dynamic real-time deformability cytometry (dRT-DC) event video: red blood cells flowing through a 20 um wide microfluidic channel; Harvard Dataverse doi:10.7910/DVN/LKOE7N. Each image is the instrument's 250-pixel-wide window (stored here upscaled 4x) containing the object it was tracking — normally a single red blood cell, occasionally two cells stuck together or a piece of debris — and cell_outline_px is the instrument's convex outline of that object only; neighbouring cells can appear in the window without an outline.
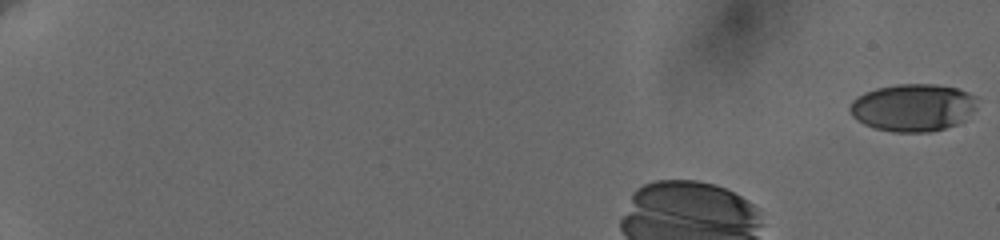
{"species": "human", "species_latin": "Homo sapiens", "temperature_condition": "cold", "stored_images_in_passage": 43, "camera_frame_rate_fps": 3000, "um_per_image_px": 0.085, "donor": {"sex": "female"}, "frame": {"image": 1, "passage_image": 1, "time_ms": 0.0, "image_size_px": [1000, 240], "cell_outline_px": [[976, 108], [964, 120], [956, 124], [944, 128], [928, 132], [892, 132], [876, 128], [864, 124], [856, 120], [852, 116], [848, 108], [852, 100], [856, 96], [864, 92], [876, 88], [896, 84], [936, 84], [956, 88], [968, 92], [976, 96]], "centroid_in_image_um": [77.57, 9.13], "position_along_channel_um": 7.4, "area_um2": 35.43}}